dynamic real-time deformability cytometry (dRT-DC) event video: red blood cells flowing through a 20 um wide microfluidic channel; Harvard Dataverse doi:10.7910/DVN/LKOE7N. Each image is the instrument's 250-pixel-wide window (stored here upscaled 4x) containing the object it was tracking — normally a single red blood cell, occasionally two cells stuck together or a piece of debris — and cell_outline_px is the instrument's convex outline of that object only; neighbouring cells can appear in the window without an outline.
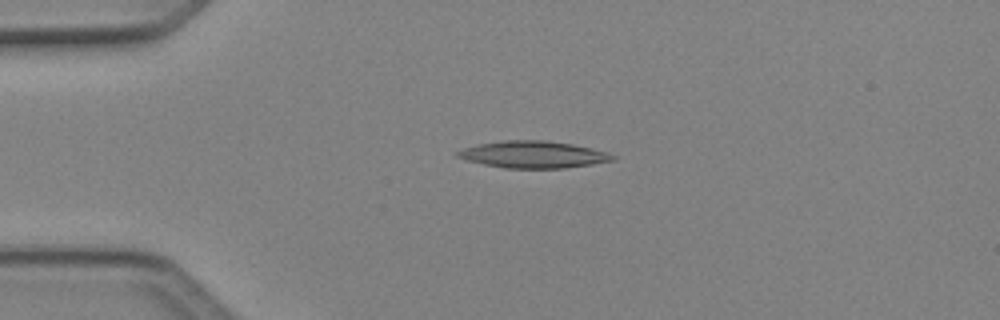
{"species": "Egyptian fruit bat (a non-hibernating species)", "species_latin": "Rousettus aegyptiacus", "temperature_condition": "cold", "stored_images_in_passage": 3, "camera_frame_rate_fps": 3000, "um_per_image_px": 0.085, "animal": {"sex": "female"}, "frame": {"image": 1, "passage_image": 3, "time_ms": 0.667, "image_size_px": [1000, 320], "cell_outline_px": [[616, 160], [592, 164], [564, 168], [504, 168], [484, 164], [468, 160], [456, 156], [456, 152], [464, 148], [480, 144], [504, 140], [544, 140], [572, 144], [592, 148], [608, 152], [616, 156]], "centroid_in_image_um": [45.37, 13.13], "position_along_channel_um": 39.6, "area_um2": 24.22}}